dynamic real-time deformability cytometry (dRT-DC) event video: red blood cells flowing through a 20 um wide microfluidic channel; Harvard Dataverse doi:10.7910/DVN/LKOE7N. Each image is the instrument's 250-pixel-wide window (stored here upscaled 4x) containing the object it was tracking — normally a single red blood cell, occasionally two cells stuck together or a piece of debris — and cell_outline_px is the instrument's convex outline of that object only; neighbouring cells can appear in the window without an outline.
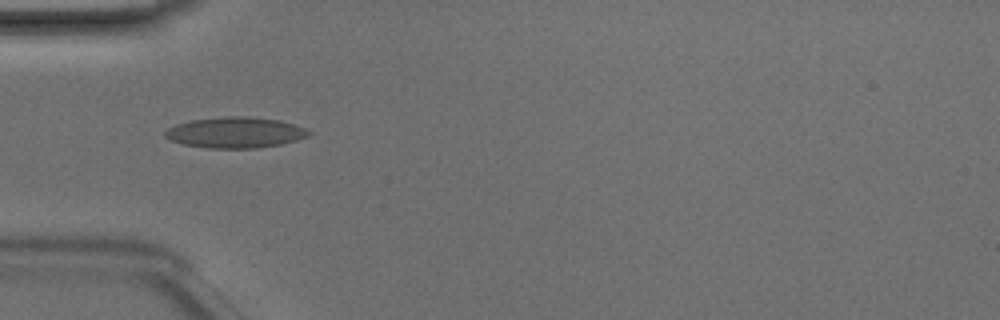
{"species": "Egyptian fruit bat (a non-hibernating species)", "species_latin": "Rousettus aegyptiacus", "temperature_condition": "room temperature", "stored_images_in_passage": 48, "camera_frame_rate_fps": 3000, "um_per_image_px": 0.085, "animal": {"sex": "male"}, "frame": {"image": 1, "passage_image": 15, "time_ms": 4.667, "image_size_px": [1000, 320], "cell_outline_px": [[312, 132], [308, 136], [296, 140], [280, 144], [256, 148], [208, 148], [184, 144], [172, 140], [164, 136], [164, 132], [168, 128], [176, 124], [192, 120], [224, 116], [248, 116], [280, 120], [304, 128]], "centroid_in_image_um": [19.99, 11.26], "position_along_channel_um": 65.0, "area_um2": 25.66}}
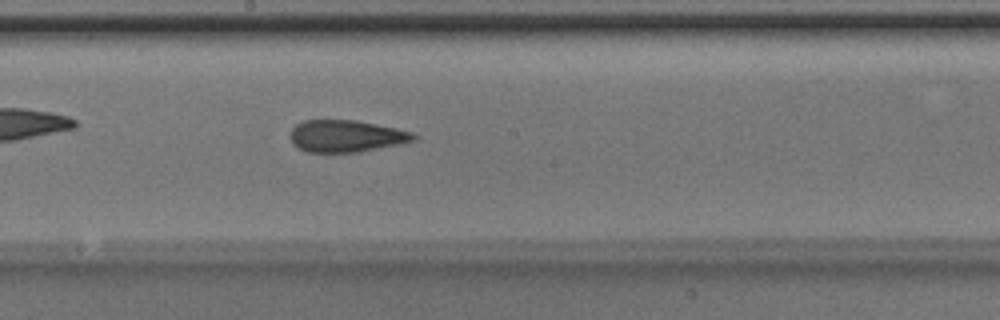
{"frame": {"image": 2, "passage_image": 26, "time_ms": 8.333, "image_size_px": [1000, 320], "cell_outline_px": [[420, 136], [416, 140], [400, 144], [360, 152], [304, 152], [292, 144], [292, 128], [296, 124], [304, 120], [356, 120], [396, 128], [412, 132]], "centroid_in_image_um": [29.46, 11.57], "position_along_channel_um": 218.7, "area_um2": 23.12}}
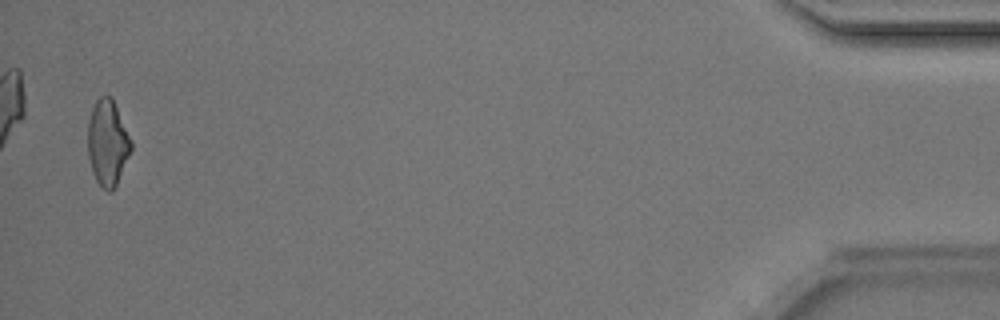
{"frame": {"image": 3, "passage_image": 47, "time_ms": 15.333, "image_size_px": [1000, 320], "cell_outline_px": [[132, 148], [116, 184], [112, 192], [108, 192], [100, 188], [92, 172], [88, 156], [88, 120], [92, 108], [96, 100], [100, 96], [112, 96], [132, 140]], "centroid_in_image_um": [9.14, 12.14], "position_along_channel_um": 426.1, "area_um2": 21.79}, "authors_computed_cell_mechanics": {"area_um2": 22.9466, "velocity_mm_per_s": 4.213, "shape_relaxation_time_tau1_ms": 9.0165, "shape_relaxation_time_tau2_ms": 2.6083, "deformation_change_tau1": 0.2164, "deformation_change_tau2": 0.1116}}